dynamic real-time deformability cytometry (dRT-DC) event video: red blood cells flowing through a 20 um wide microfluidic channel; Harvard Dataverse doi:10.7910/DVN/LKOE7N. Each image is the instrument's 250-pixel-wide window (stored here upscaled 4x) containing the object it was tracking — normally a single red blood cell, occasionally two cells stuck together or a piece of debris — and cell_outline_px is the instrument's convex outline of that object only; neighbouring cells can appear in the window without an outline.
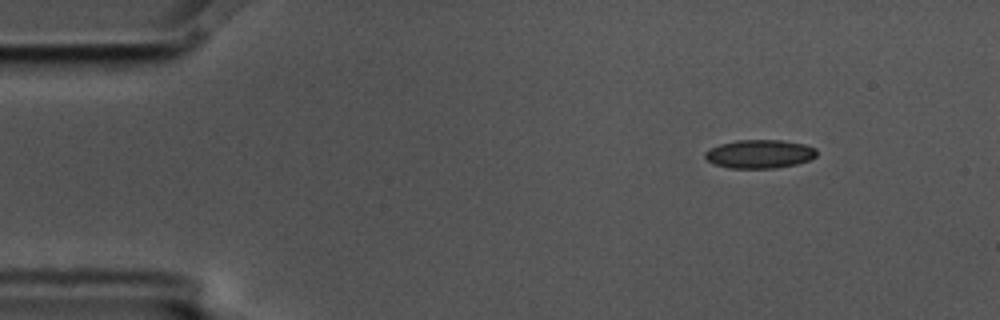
{"species": "common noctule bat (a hibernating species)", "species_latin": "Nyctalus noctula", "temperature_condition": "cold", "stored_images_in_passage": 9, "camera_frame_rate_fps": 3000, "um_per_image_px": 0.085, "animal": {"sex": "male", "body_mass_g": 17.5, "forearm_length_mm": 52.3}, "frame": {"image": 1, "passage_image": 1, "time_ms": 0.0, "image_size_px": [1000, 320], "cell_outline_px": [[816, 156], [808, 160], [796, 164], [776, 168], [728, 168], [712, 164], [704, 156], [704, 152], [708, 148], [720, 144], [736, 140], [780, 140], [804, 144], [816, 148]], "centroid_in_image_um": [64.52, 13.09], "position_along_channel_um": 20.5, "area_um2": 18.67}}
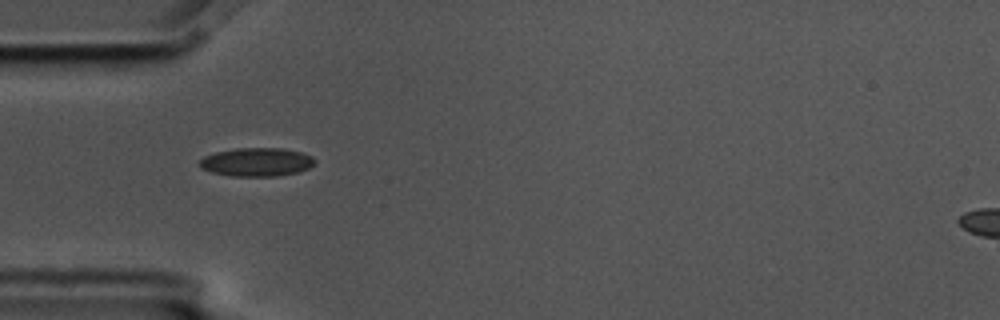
{"frame": {"image": 2, "passage_image": 4, "time_ms": 1.0, "image_size_px": [1000, 320], "cell_outline_px": [[316, 160], [308, 168], [296, 172], [276, 176], [232, 176], [212, 172], [200, 168], [200, 160], [204, 156], [216, 152], [236, 148], [284, 148], [300, 152], [312, 156]], "centroid_in_image_um": [21.8, 13.77], "position_along_channel_um": 63.2, "area_um2": 19.02}}